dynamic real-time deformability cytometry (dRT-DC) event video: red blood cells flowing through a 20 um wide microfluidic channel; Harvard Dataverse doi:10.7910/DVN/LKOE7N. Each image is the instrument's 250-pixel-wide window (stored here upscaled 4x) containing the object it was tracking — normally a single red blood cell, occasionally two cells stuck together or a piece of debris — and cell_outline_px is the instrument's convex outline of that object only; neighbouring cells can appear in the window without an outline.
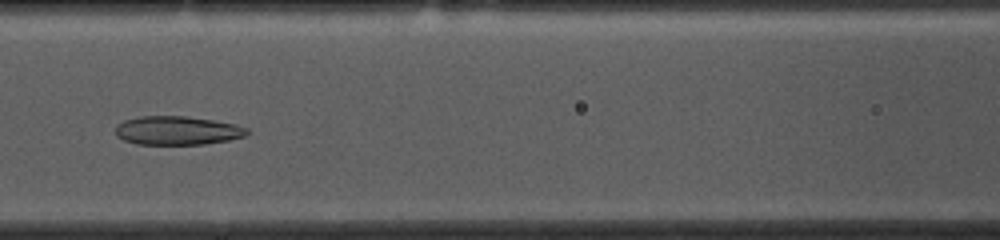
{"species": "common noctule bat (a hibernating species)", "species_latin": "Nyctalus noctula", "temperature_condition": "cold", "stored_images_in_passage": 52, "camera_frame_rate_fps": 3000, "um_per_image_px": 0.085, "animal": {"sex": "female", "body_mass_g": 10.0, "forearm_length_mm": 53.1}, "frame": {"image": 1, "passage_image": 21, "time_ms": 6.667, "image_size_px": [1000, 240], "cell_outline_px": [[248, 132], [244, 136], [228, 140], [204, 144], [136, 144], [124, 140], [116, 136], [116, 124], [124, 120], [140, 116], [184, 116], [212, 120], [236, 124], [248, 128]], "centroid_in_image_um": [15.04, 11.09], "position_along_channel_um": 151.6, "area_um2": 21.96}}
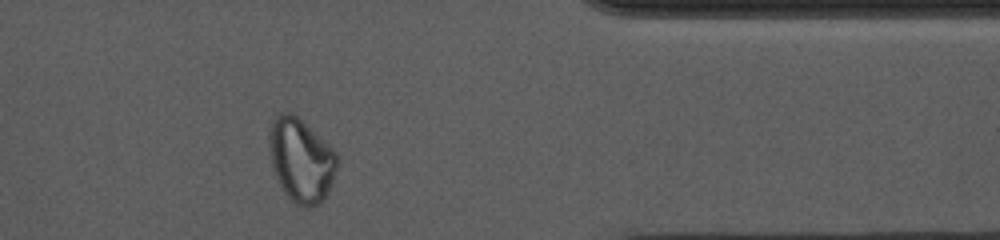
{"frame": {"image": 2, "passage_image": 42, "time_ms": 13.667, "image_size_px": [1000, 240], "cell_outline_px": [[336, 164], [332, 180], [320, 204], [308, 208], [304, 208], [296, 204], [284, 192], [276, 176], [272, 164], [268, 140], [268, 132], [276, 116], [280, 112], [292, 112], [328, 144], [336, 152]], "centroid_in_image_um": [25.56, 13.6], "position_along_channel_um": 385.8, "area_um2": 32.48}}
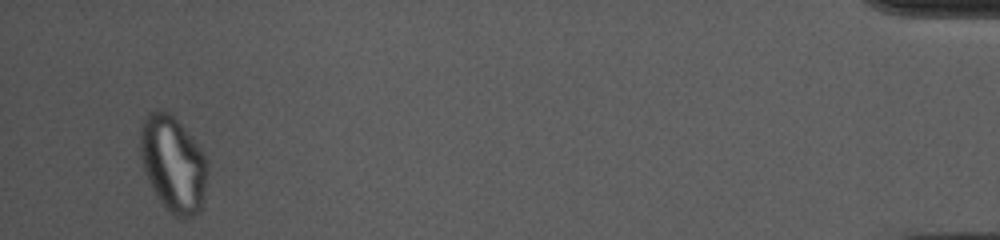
{"frame": {"image": 3, "passage_image": 50, "time_ms": 16.333, "image_size_px": [1000, 240], "cell_outline_px": [[208, 172], [204, 200], [200, 212], [184, 220], [172, 216], [168, 212], [152, 188], [148, 180], [144, 168], [140, 152], [140, 124], [148, 112], [156, 108], [164, 108], [192, 136], [204, 152], [208, 160]], "centroid_in_image_um": [14.74, 13.94], "position_along_channel_um": 420.5, "area_um2": 38.38}, "authors_computed_cell_mechanics": {"area_um2": 28.1775, "velocity_mm_per_s": 3.6547, "shape_relaxation_time_tau1_ms": null, "shape_relaxation_time_tau2_ms": 2.6932, "deformation_change_tau1": null, "deformation_change_tau2": 0.0855}}